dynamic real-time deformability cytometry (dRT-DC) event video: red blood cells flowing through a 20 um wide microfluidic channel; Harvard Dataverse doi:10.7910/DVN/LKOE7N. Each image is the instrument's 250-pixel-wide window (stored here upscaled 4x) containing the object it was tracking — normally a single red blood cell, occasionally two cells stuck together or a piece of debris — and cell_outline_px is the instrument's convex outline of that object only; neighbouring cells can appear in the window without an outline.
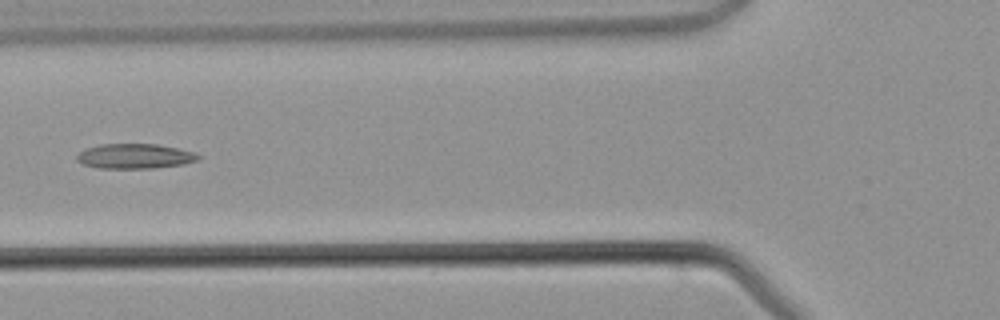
{"species": "common noctule bat (a hibernating species)", "species_latin": "Nyctalus noctula", "temperature_condition": "warm", "stored_images_in_passage": 4, "camera_frame_rate_fps": 3000, "um_per_image_px": 0.085, "animal": {"sex": "male", "body_mass_g": 21.5, "forearm_length_mm": 52.0}, "frame": {"image": 1, "passage_image": 4, "time_ms": 3.667, "image_size_px": [1000, 320], "cell_outline_px": [[200, 156], [196, 160], [184, 164], [152, 168], [100, 168], [84, 164], [76, 160], [76, 156], [84, 148], [100, 144], [156, 144], [176, 148], [192, 152]], "centroid_in_image_um": [11.41, 13.27], "position_along_channel_um": 114.4, "area_um2": 17.4}}